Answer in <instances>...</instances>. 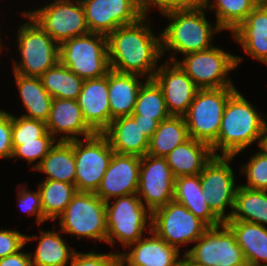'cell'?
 <instances>
[{"mask_svg":"<svg viewBox=\"0 0 267 266\" xmlns=\"http://www.w3.org/2000/svg\"><path fill=\"white\" fill-rule=\"evenodd\" d=\"M145 19L143 16L136 23L120 26L106 36L111 70L153 78L156 63L163 56L161 35L157 38L149 22L144 24Z\"/></svg>","mask_w":267,"mask_h":266,"instance_id":"1","label":"cell"},{"mask_svg":"<svg viewBox=\"0 0 267 266\" xmlns=\"http://www.w3.org/2000/svg\"><path fill=\"white\" fill-rule=\"evenodd\" d=\"M267 123L256 108L237 90L225 105L217 140L211 145L214 156H236L255 140L263 145Z\"/></svg>","mask_w":267,"mask_h":266,"instance_id":"2","label":"cell"},{"mask_svg":"<svg viewBox=\"0 0 267 266\" xmlns=\"http://www.w3.org/2000/svg\"><path fill=\"white\" fill-rule=\"evenodd\" d=\"M204 9L201 4H195L162 14L170 19L168 26L160 33L162 55L165 49L186 55L213 46V34L222 29L217 25L213 27L207 21Z\"/></svg>","mask_w":267,"mask_h":266,"instance_id":"3","label":"cell"},{"mask_svg":"<svg viewBox=\"0 0 267 266\" xmlns=\"http://www.w3.org/2000/svg\"><path fill=\"white\" fill-rule=\"evenodd\" d=\"M60 62L77 76L97 79L111 70L107 49V37L89 32L60 44Z\"/></svg>","mask_w":267,"mask_h":266,"instance_id":"4","label":"cell"},{"mask_svg":"<svg viewBox=\"0 0 267 266\" xmlns=\"http://www.w3.org/2000/svg\"><path fill=\"white\" fill-rule=\"evenodd\" d=\"M22 14L30 22H25L18 29L21 61L14 63L13 70L23 76L40 77L60 61V45L25 12Z\"/></svg>","mask_w":267,"mask_h":266,"instance_id":"5","label":"cell"},{"mask_svg":"<svg viewBox=\"0 0 267 266\" xmlns=\"http://www.w3.org/2000/svg\"><path fill=\"white\" fill-rule=\"evenodd\" d=\"M235 87L198 89L184 115L189 138L210 146L217 140L225 105Z\"/></svg>","mask_w":267,"mask_h":266,"instance_id":"6","label":"cell"},{"mask_svg":"<svg viewBox=\"0 0 267 266\" xmlns=\"http://www.w3.org/2000/svg\"><path fill=\"white\" fill-rule=\"evenodd\" d=\"M117 198L112 205L109 201L105 202L106 243L113 246L115 238H117L123 247L127 248L128 245L142 238L143 230H146L147 227L151 230L152 213L145 207L137 193Z\"/></svg>","mask_w":267,"mask_h":266,"instance_id":"7","label":"cell"},{"mask_svg":"<svg viewBox=\"0 0 267 266\" xmlns=\"http://www.w3.org/2000/svg\"><path fill=\"white\" fill-rule=\"evenodd\" d=\"M184 56L182 62L172 56L169 59L176 62L199 89L234 87L228 73L243 59L215 46Z\"/></svg>","mask_w":267,"mask_h":266,"instance_id":"8","label":"cell"},{"mask_svg":"<svg viewBox=\"0 0 267 266\" xmlns=\"http://www.w3.org/2000/svg\"><path fill=\"white\" fill-rule=\"evenodd\" d=\"M61 232L105 241L106 203L95 192H77L60 216Z\"/></svg>","mask_w":267,"mask_h":266,"instance_id":"9","label":"cell"},{"mask_svg":"<svg viewBox=\"0 0 267 266\" xmlns=\"http://www.w3.org/2000/svg\"><path fill=\"white\" fill-rule=\"evenodd\" d=\"M114 151L103 133L74 140L77 192H96Z\"/></svg>","mask_w":267,"mask_h":266,"instance_id":"10","label":"cell"},{"mask_svg":"<svg viewBox=\"0 0 267 266\" xmlns=\"http://www.w3.org/2000/svg\"><path fill=\"white\" fill-rule=\"evenodd\" d=\"M195 243L197 244L184 254L200 266L247 265L234 233L225 222L208 227Z\"/></svg>","mask_w":267,"mask_h":266,"instance_id":"11","label":"cell"},{"mask_svg":"<svg viewBox=\"0 0 267 266\" xmlns=\"http://www.w3.org/2000/svg\"><path fill=\"white\" fill-rule=\"evenodd\" d=\"M55 0L32 12H25L59 45L89 33L80 0Z\"/></svg>","mask_w":267,"mask_h":266,"instance_id":"12","label":"cell"},{"mask_svg":"<svg viewBox=\"0 0 267 266\" xmlns=\"http://www.w3.org/2000/svg\"><path fill=\"white\" fill-rule=\"evenodd\" d=\"M151 213V231L178 250L180 244L195 243L208 228L184 205L174 200Z\"/></svg>","mask_w":267,"mask_h":266,"instance_id":"13","label":"cell"},{"mask_svg":"<svg viewBox=\"0 0 267 266\" xmlns=\"http://www.w3.org/2000/svg\"><path fill=\"white\" fill-rule=\"evenodd\" d=\"M233 158L234 156H213L199 174L203 198L222 222L229 220L225 209L228 206L234 208L235 194L239 186H235L234 172L228 164Z\"/></svg>","mask_w":267,"mask_h":266,"instance_id":"14","label":"cell"},{"mask_svg":"<svg viewBox=\"0 0 267 266\" xmlns=\"http://www.w3.org/2000/svg\"><path fill=\"white\" fill-rule=\"evenodd\" d=\"M90 32L107 36L120 26L139 21V0H80Z\"/></svg>","mask_w":267,"mask_h":266,"instance_id":"15","label":"cell"},{"mask_svg":"<svg viewBox=\"0 0 267 266\" xmlns=\"http://www.w3.org/2000/svg\"><path fill=\"white\" fill-rule=\"evenodd\" d=\"M174 186L175 178L165 157H141L137 195L151 212L173 201Z\"/></svg>","mask_w":267,"mask_h":266,"instance_id":"16","label":"cell"},{"mask_svg":"<svg viewBox=\"0 0 267 266\" xmlns=\"http://www.w3.org/2000/svg\"><path fill=\"white\" fill-rule=\"evenodd\" d=\"M152 79L161 88L169 113L184 116L199 89L191 78L176 62L166 61Z\"/></svg>","mask_w":267,"mask_h":266,"instance_id":"17","label":"cell"},{"mask_svg":"<svg viewBox=\"0 0 267 266\" xmlns=\"http://www.w3.org/2000/svg\"><path fill=\"white\" fill-rule=\"evenodd\" d=\"M141 157L113 153L99 188L95 192L103 201L136 194Z\"/></svg>","mask_w":267,"mask_h":266,"instance_id":"18","label":"cell"},{"mask_svg":"<svg viewBox=\"0 0 267 266\" xmlns=\"http://www.w3.org/2000/svg\"><path fill=\"white\" fill-rule=\"evenodd\" d=\"M46 127L53 137L59 132L66 134L57 141L69 142L81 135L88 138L96 134L86 123L78 100L74 99L53 98Z\"/></svg>","mask_w":267,"mask_h":266,"instance_id":"19","label":"cell"},{"mask_svg":"<svg viewBox=\"0 0 267 266\" xmlns=\"http://www.w3.org/2000/svg\"><path fill=\"white\" fill-rule=\"evenodd\" d=\"M78 103L86 123L96 133H103L111 124L108 73L101 78L84 80Z\"/></svg>","mask_w":267,"mask_h":266,"instance_id":"20","label":"cell"},{"mask_svg":"<svg viewBox=\"0 0 267 266\" xmlns=\"http://www.w3.org/2000/svg\"><path fill=\"white\" fill-rule=\"evenodd\" d=\"M153 236L141 238L128 245L131 250L120 252V259L127 266H179V250L169 245L150 230ZM133 245V246H132Z\"/></svg>","mask_w":267,"mask_h":266,"instance_id":"21","label":"cell"},{"mask_svg":"<svg viewBox=\"0 0 267 266\" xmlns=\"http://www.w3.org/2000/svg\"><path fill=\"white\" fill-rule=\"evenodd\" d=\"M231 33L246 54L267 64V0H261Z\"/></svg>","mask_w":267,"mask_h":266,"instance_id":"22","label":"cell"},{"mask_svg":"<svg viewBox=\"0 0 267 266\" xmlns=\"http://www.w3.org/2000/svg\"><path fill=\"white\" fill-rule=\"evenodd\" d=\"M213 156L209 144L189 138L175 147L165 159L174 178H178L199 175Z\"/></svg>","mask_w":267,"mask_h":266,"instance_id":"23","label":"cell"},{"mask_svg":"<svg viewBox=\"0 0 267 266\" xmlns=\"http://www.w3.org/2000/svg\"><path fill=\"white\" fill-rule=\"evenodd\" d=\"M114 153L144 156L149 149V139L131 116H122L111 121L103 132Z\"/></svg>","mask_w":267,"mask_h":266,"instance_id":"24","label":"cell"},{"mask_svg":"<svg viewBox=\"0 0 267 266\" xmlns=\"http://www.w3.org/2000/svg\"><path fill=\"white\" fill-rule=\"evenodd\" d=\"M235 235L247 265L267 266V227L247 221L225 222ZM265 262L260 264V262Z\"/></svg>","mask_w":267,"mask_h":266,"instance_id":"25","label":"cell"},{"mask_svg":"<svg viewBox=\"0 0 267 266\" xmlns=\"http://www.w3.org/2000/svg\"><path fill=\"white\" fill-rule=\"evenodd\" d=\"M139 76L114 70L108 72L111 121L118 117L132 115L139 89L143 84V81H139Z\"/></svg>","mask_w":267,"mask_h":266,"instance_id":"26","label":"cell"},{"mask_svg":"<svg viewBox=\"0 0 267 266\" xmlns=\"http://www.w3.org/2000/svg\"><path fill=\"white\" fill-rule=\"evenodd\" d=\"M173 200L184 205L208 227L217 226L223 223L211 211L209 204L203 198V188L199 175L175 178Z\"/></svg>","mask_w":267,"mask_h":266,"instance_id":"27","label":"cell"},{"mask_svg":"<svg viewBox=\"0 0 267 266\" xmlns=\"http://www.w3.org/2000/svg\"><path fill=\"white\" fill-rule=\"evenodd\" d=\"M35 169L48 174L45 180H57L75 185L74 140L56 142Z\"/></svg>","mask_w":267,"mask_h":266,"instance_id":"28","label":"cell"},{"mask_svg":"<svg viewBox=\"0 0 267 266\" xmlns=\"http://www.w3.org/2000/svg\"><path fill=\"white\" fill-rule=\"evenodd\" d=\"M20 97L27 110L22 117L46 122L50 114L53 98L42 86L39 77L14 73Z\"/></svg>","mask_w":267,"mask_h":266,"instance_id":"29","label":"cell"},{"mask_svg":"<svg viewBox=\"0 0 267 266\" xmlns=\"http://www.w3.org/2000/svg\"><path fill=\"white\" fill-rule=\"evenodd\" d=\"M189 139L184 116L171 115L161 121L151 139L147 154L156 157L167 156L175 147Z\"/></svg>","mask_w":267,"mask_h":266,"instance_id":"30","label":"cell"},{"mask_svg":"<svg viewBox=\"0 0 267 266\" xmlns=\"http://www.w3.org/2000/svg\"><path fill=\"white\" fill-rule=\"evenodd\" d=\"M229 220L252 222L264 226L267 224V191L238 186L234 208Z\"/></svg>","mask_w":267,"mask_h":266,"instance_id":"31","label":"cell"},{"mask_svg":"<svg viewBox=\"0 0 267 266\" xmlns=\"http://www.w3.org/2000/svg\"><path fill=\"white\" fill-rule=\"evenodd\" d=\"M42 86L52 98L78 100L84 80L60 61L40 77Z\"/></svg>","mask_w":267,"mask_h":266,"instance_id":"32","label":"cell"},{"mask_svg":"<svg viewBox=\"0 0 267 266\" xmlns=\"http://www.w3.org/2000/svg\"><path fill=\"white\" fill-rule=\"evenodd\" d=\"M40 232L34 257L31 253L32 266H66L76 251L67 247L68 244L62 240L59 231L40 230Z\"/></svg>","mask_w":267,"mask_h":266,"instance_id":"33","label":"cell"},{"mask_svg":"<svg viewBox=\"0 0 267 266\" xmlns=\"http://www.w3.org/2000/svg\"><path fill=\"white\" fill-rule=\"evenodd\" d=\"M38 189L46 221L57 220L77 193L74 184L57 180H44L38 185Z\"/></svg>","mask_w":267,"mask_h":266,"instance_id":"34","label":"cell"},{"mask_svg":"<svg viewBox=\"0 0 267 266\" xmlns=\"http://www.w3.org/2000/svg\"><path fill=\"white\" fill-rule=\"evenodd\" d=\"M261 0H203L201 5L207 9H215L216 25L222 30H235L259 4ZM215 7V8H214Z\"/></svg>","mask_w":267,"mask_h":266,"instance_id":"35","label":"cell"},{"mask_svg":"<svg viewBox=\"0 0 267 266\" xmlns=\"http://www.w3.org/2000/svg\"><path fill=\"white\" fill-rule=\"evenodd\" d=\"M139 89L135 108L132 115H141V118L154 119L158 123L171 116L161 88L153 79H146Z\"/></svg>","mask_w":267,"mask_h":266,"instance_id":"36","label":"cell"},{"mask_svg":"<svg viewBox=\"0 0 267 266\" xmlns=\"http://www.w3.org/2000/svg\"><path fill=\"white\" fill-rule=\"evenodd\" d=\"M246 174L247 184L240 185L249 189L267 191V149L260 146V151L254 154L249 162L241 168Z\"/></svg>","mask_w":267,"mask_h":266,"instance_id":"37","label":"cell"},{"mask_svg":"<svg viewBox=\"0 0 267 266\" xmlns=\"http://www.w3.org/2000/svg\"><path fill=\"white\" fill-rule=\"evenodd\" d=\"M46 132V122L12 115L13 150L18 145H21V142L36 141V139L42 137Z\"/></svg>","mask_w":267,"mask_h":266,"instance_id":"38","label":"cell"},{"mask_svg":"<svg viewBox=\"0 0 267 266\" xmlns=\"http://www.w3.org/2000/svg\"><path fill=\"white\" fill-rule=\"evenodd\" d=\"M56 142V139L47 131L42 137L36 139V141L21 142V145H18L13 150L12 158H25L28 164L39 160L32 168L35 170Z\"/></svg>","mask_w":267,"mask_h":266,"instance_id":"39","label":"cell"},{"mask_svg":"<svg viewBox=\"0 0 267 266\" xmlns=\"http://www.w3.org/2000/svg\"><path fill=\"white\" fill-rule=\"evenodd\" d=\"M37 236H28L14 230H0V259L16 254L24 245Z\"/></svg>","mask_w":267,"mask_h":266,"instance_id":"40","label":"cell"},{"mask_svg":"<svg viewBox=\"0 0 267 266\" xmlns=\"http://www.w3.org/2000/svg\"><path fill=\"white\" fill-rule=\"evenodd\" d=\"M120 260L119 253H79L75 252L70 266H114Z\"/></svg>","mask_w":267,"mask_h":266,"instance_id":"41","label":"cell"},{"mask_svg":"<svg viewBox=\"0 0 267 266\" xmlns=\"http://www.w3.org/2000/svg\"><path fill=\"white\" fill-rule=\"evenodd\" d=\"M18 194V205L21 207L22 211L30 215L36 214V222L38 224H41L46 221L43 216L41 195L39 189L36 192H31L27 191L24 187L23 189H21L20 192H18Z\"/></svg>","mask_w":267,"mask_h":266,"instance_id":"42","label":"cell"},{"mask_svg":"<svg viewBox=\"0 0 267 266\" xmlns=\"http://www.w3.org/2000/svg\"><path fill=\"white\" fill-rule=\"evenodd\" d=\"M12 115L0 110V158H12Z\"/></svg>","mask_w":267,"mask_h":266,"instance_id":"43","label":"cell"},{"mask_svg":"<svg viewBox=\"0 0 267 266\" xmlns=\"http://www.w3.org/2000/svg\"><path fill=\"white\" fill-rule=\"evenodd\" d=\"M142 14L147 17V11L151 6H158L161 14L195 5L191 0H139Z\"/></svg>","mask_w":267,"mask_h":266,"instance_id":"44","label":"cell"},{"mask_svg":"<svg viewBox=\"0 0 267 266\" xmlns=\"http://www.w3.org/2000/svg\"><path fill=\"white\" fill-rule=\"evenodd\" d=\"M0 266H32L31 254L22 251L0 259Z\"/></svg>","mask_w":267,"mask_h":266,"instance_id":"45","label":"cell"},{"mask_svg":"<svg viewBox=\"0 0 267 266\" xmlns=\"http://www.w3.org/2000/svg\"><path fill=\"white\" fill-rule=\"evenodd\" d=\"M131 117L139 123L143 134L150 140L159 123L154 119L141 118V115H131Z\"/></svg>","mask_w":267,"mask_h":266,"instance_id":"46","label":"cell"},{"mask_svg":"<svg viewBox=\"0 0 267 266\" xmlns=\"http://www.w3.org/2000/svg\"><path fill=\"white\" fill-rule=\"evenodd\" d=\"M182 256L183 258H180L179 266H200L190 260L185 254H183Z\"/></svg>","mask_w":267,"mask_h":266,"instance_id":"47","label":"cell"},{"mask_svg":"<svg viewBox=\"0 0 267 266\" xmlns=\"http://www.w3.org/2000/svg\"><path fill=\"white\" fill-rule=\"evenodd\" d=\"M262 146L267 149V127L265 130L264 141Z\"/></svg>","mask_w":267,"mask_h":266,"instance_id":"48","label":"cell"},{"mask_svg":"<svg viewBox=\"0 0 267 266\" xmlns=\"http://www.w3.org/2000/svg\"><path fill=\"white\" fill-rule=\"evenodd\" d=\"M114 266H127L121 259Z\"/></svg>","mask_w":267,"mask_h":266,"instance_id":"49","label":"cell"},{"mask_svg":"<svg viewBox=\"0 0 267 266\" xmlns=\"http://www.w3.org/2000/svg\"><path fill=\"white\" fill-rule=\"evenodd\" d=\"M194 4H201L203 0H191Z\"/></svg>","mask_w":267,"mask_h":266,"instance_id":"50","label":"cell"}]
</instances>
